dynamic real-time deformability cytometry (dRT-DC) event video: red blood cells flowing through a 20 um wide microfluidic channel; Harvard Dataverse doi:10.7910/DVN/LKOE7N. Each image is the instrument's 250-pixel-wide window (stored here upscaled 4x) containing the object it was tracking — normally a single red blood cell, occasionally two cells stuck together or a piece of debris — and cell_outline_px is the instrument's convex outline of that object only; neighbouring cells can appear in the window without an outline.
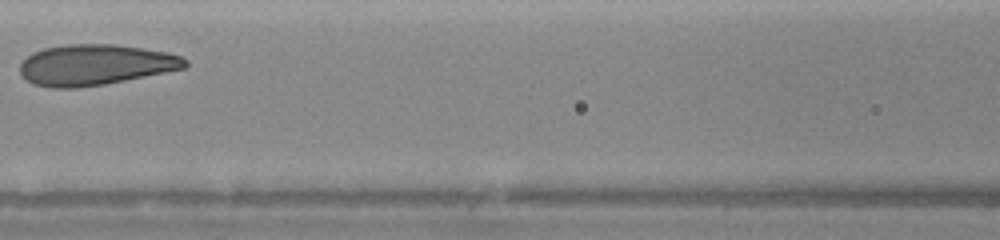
{"species": "human", "species_latin": "Homo sapiens", "temperature_condition": "warm", "stored_images_in_passage": 3, "camera_frame_rate_fps": 3000, "um_per_image_px": 0.085, "donor": {"sex": "female"}, "frame": {"image": 1, "passage_image": 3, "time_ms": 2.333, "image_size_px": [1000, 240], "cell_outline_px": [[188, 64], [184, 68], [104, 84], [76, 88], [48, 88], [32, 84], [20, 72], [20, 64], [32, 52], [44, 48], [64, 44], [112, 44], [144, 48], [168, 52], [180, 56], [188, 60]], "centroid_in_image_um": [8.07, 5.5], "position_along_channel_um": 158.5, "area_um2": 39.13}}